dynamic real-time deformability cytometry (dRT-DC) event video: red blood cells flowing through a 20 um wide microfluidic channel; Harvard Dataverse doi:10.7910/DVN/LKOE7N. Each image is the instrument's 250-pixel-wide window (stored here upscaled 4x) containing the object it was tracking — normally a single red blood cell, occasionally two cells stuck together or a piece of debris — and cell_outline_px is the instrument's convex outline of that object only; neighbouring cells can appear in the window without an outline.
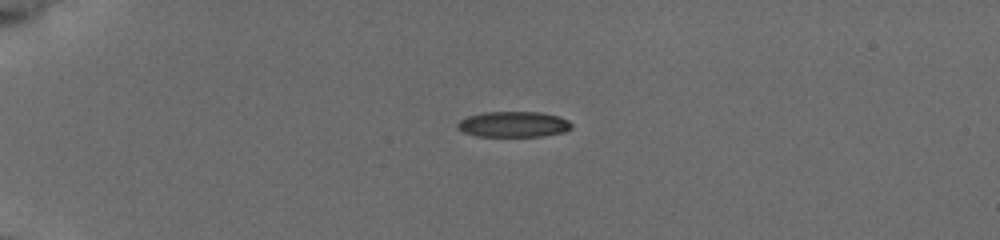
{"species": "common noctule bat (a hibernating species)", "species_latin": "Nyctalus noctula", "temperature_condition": "cold", "stored_images_in_passage": 42, "camera_frame_rate_fps": 3000, "um_per_image_px": 0.085, "animal": {"sex": "female", "body_mass_g": 19.5, "forearm_length_mm": 54.1}, "frame": {"image": 1, "passage_image": 1, "time_ms": 0.0, "image_size_px": [1000, 240], "cell_outline_px": [[572, 128], [564, 132], [540, 136], [476, 136], [464, 132], [456, 128], [456, 124], [460, 120], [468, 116], [484, 112], [540, 112], [560, 116], [568, 120], [572, 124]], "centroid_in_image_um": [43.65, 10.56], "position_along_channel_um": 41.4, "area_um2": 17.11}}
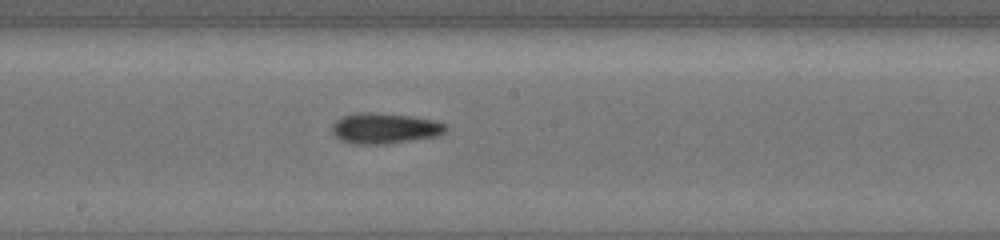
{"frame": {"image": 2, "passage_image": 19, "time_ms": 6.0, "image_size_px": [1000, 240], "cell_outline_px": [[448, 128], [444, 132], [436, 136], [412, 140], [384, 144], [352, 144], [340, 140], [332, 132], [332, 124], [340, 116], [356, 112], [372, 112], [408, 116], [436, 120], [448, 124]], "centroid_in_image_um": [32.68, 10.9], "position_along_channel_um": 215.5, "area_um2": 20.46}}
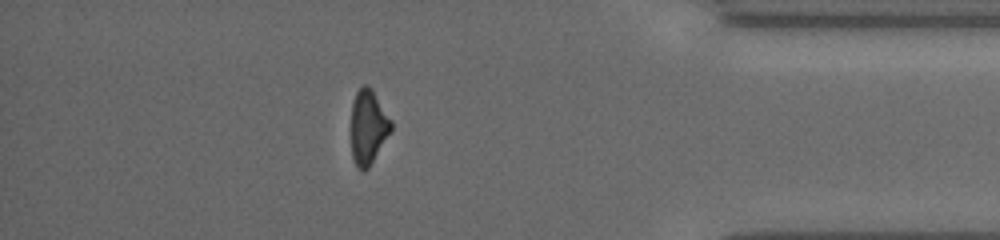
{"frame": {"image": 3, "passage_image": 36, "time_ms": 11.667, "image_size_px": [1000, 240], "cell_outline_px": [[392, 128], [368, 168], [364, 172], [356, 168], [352, 156], [352, 104], [356, 92], [364, 84], [368, 84], [372, 88], [392, 120]], "centroid_in_image_um": [31.29, 10.78], "position_along_channel_um": 403.9, "area_um2": 17.22}, "authors_computed_cell_mechanics": {"area_um2": 18.6405, "velocity_mm_per_s": 3.7962, "shape_relaxation_time_tau1_ms": 3.2283, "shape_relaxation_time_tau2_ms": 4.1862, "deformation_change_tau1": 0.1277, "deformation_change_tau2": 0.113}}